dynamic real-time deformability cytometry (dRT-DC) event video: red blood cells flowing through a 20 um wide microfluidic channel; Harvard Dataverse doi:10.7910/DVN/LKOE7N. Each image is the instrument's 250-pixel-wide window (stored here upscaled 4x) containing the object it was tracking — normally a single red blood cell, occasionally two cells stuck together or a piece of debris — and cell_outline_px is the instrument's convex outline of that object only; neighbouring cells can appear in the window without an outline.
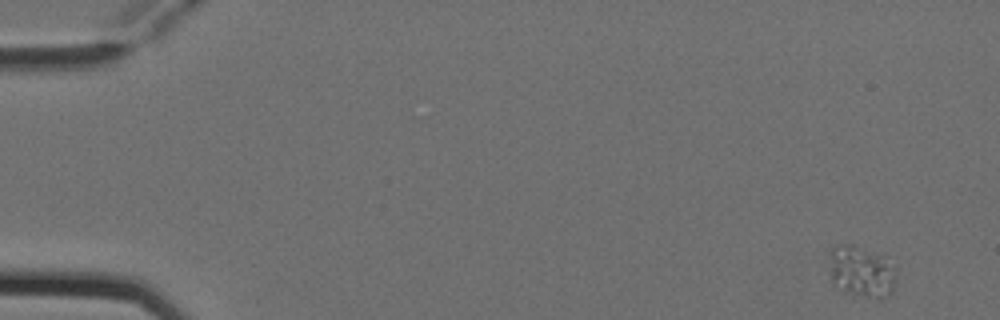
{"species": "Egyptian fruit bat (a non-hibernating species)", "species_latin": "Rousettus aegyptiacus", "temperature_condition": "cold", "stored_images_in_passage": 3, "camera_frame_rate_fps": 3000, "um_per_image_px": 0.085, "animal": {"sex": "female"}, "frame": {"image": 1, "passage_image": 1, "time_ms": 0.0, "image_size_px": [1000, 320], "cell_outline_px": [[896, 276], [892, 292], [884, 296], [868, 296], [852, 292], [844, 288], [832, 280], [828, 252], [836, 244], [852, 244], [880, 256], [892, 268]], "centroid_in_image_um": [73.17, 23.02], "position_along_channel_um": 11.8, "area_um2": 18.79}}